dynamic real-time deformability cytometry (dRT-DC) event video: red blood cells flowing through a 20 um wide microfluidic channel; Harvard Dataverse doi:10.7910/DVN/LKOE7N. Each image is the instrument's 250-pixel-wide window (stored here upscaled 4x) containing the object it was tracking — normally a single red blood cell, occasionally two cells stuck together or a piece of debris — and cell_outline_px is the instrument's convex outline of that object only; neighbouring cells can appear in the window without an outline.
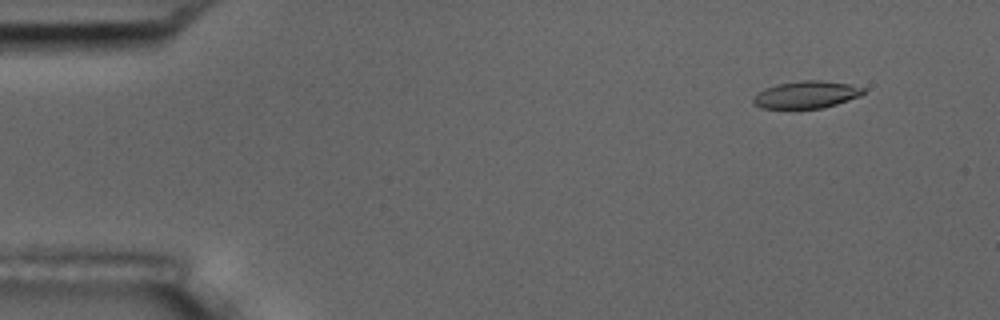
{"species": "common noctule bat (a hibernating species)", "species_latin": "Nyctalus noctula", "temperature_condition": "room temperature", "stored_images_in_passage": 55, "camera_frame_rate_fps": 3000, "um_per_image_px": 0.085, "animal": {"sex": "male", "body_mass_g": 17.5, "forearm_length_mm": 52.3}, "frame": {"image": 1, "passage_image": 5, "time_ms": 1.333, "image_size_px": [1000, 320], "cell_outline_px": [[864, 92], [860, 96], [824, 108], [760, 108], [752, 100], [764, 88], [776, 84], [800, 80], [820, 80], [848, 84], [864, 88]], "centroid_in_image_um": [68.54, 8.04], "position_along_channel_um": 16.5, "area_um2": 17.28}}
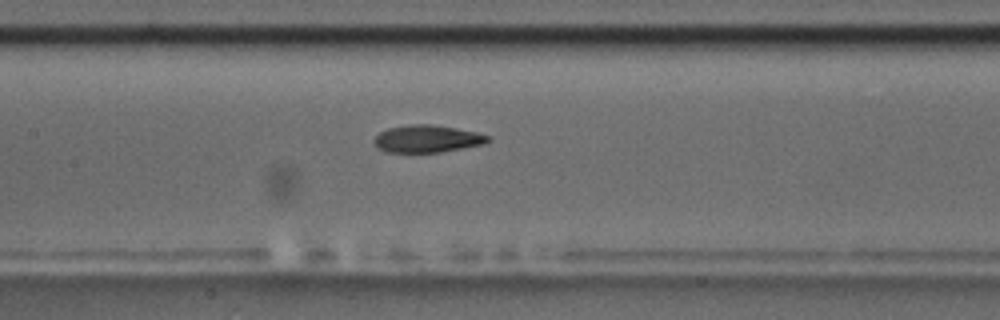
{"frame": {"image": 2, "passage_image": 26, "time_ms": 8.333, "image_size_px": [1000, 320], "cell_outline_px": [[492, 140], [484, 144], [464, 148], [440, 152], [388, 152], [380, 148], [372, 140], [380, 132], [388, 128], [408, 124], [432, 124], [456, 128], [476, 132], [488, 136]], "centroid_in_image_um": [36.33, 11.79], "position_along_channel_um": 171.1, "area_um2": 18.09}}
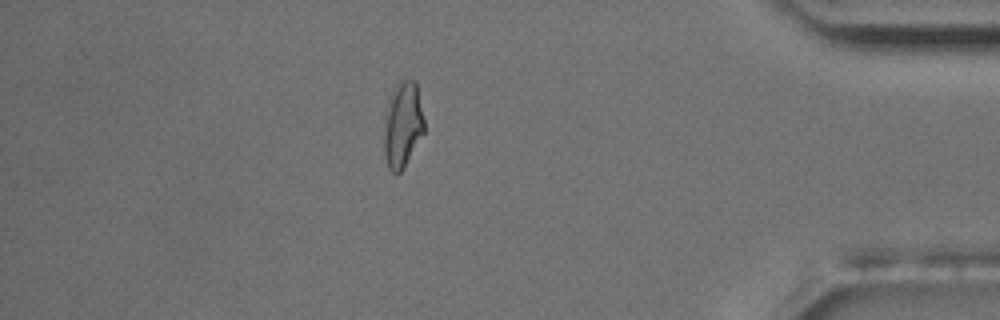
{"frame": {"image": 3, "passage_image": 48, "time_ms": 15.667, "image_size_px": [1000, 320], "cell_outline_px": [[424, 132], [404, 168], [400, 172], [392, 172], [388, 168], [384, 156], [384, 116], [388, 100], [396, 84], [404, 76], [416, 80], [424, 120]], "centroid_in_image_um": [34.22, 10.55], "position_along_channel_um": 401.0, "area_um2": 20.52}, "authors_computed_cell_mechanics": {"area_um2": 18.3804, "velocity_mm_per_s": 3.6615, "shape_relaxation_time_tau1_ms": null, "shape_relaxation_time_tau2_ms": 3.3423, "deformation_change_tau1": null, "deformation_change_tau2": 0.1134}}